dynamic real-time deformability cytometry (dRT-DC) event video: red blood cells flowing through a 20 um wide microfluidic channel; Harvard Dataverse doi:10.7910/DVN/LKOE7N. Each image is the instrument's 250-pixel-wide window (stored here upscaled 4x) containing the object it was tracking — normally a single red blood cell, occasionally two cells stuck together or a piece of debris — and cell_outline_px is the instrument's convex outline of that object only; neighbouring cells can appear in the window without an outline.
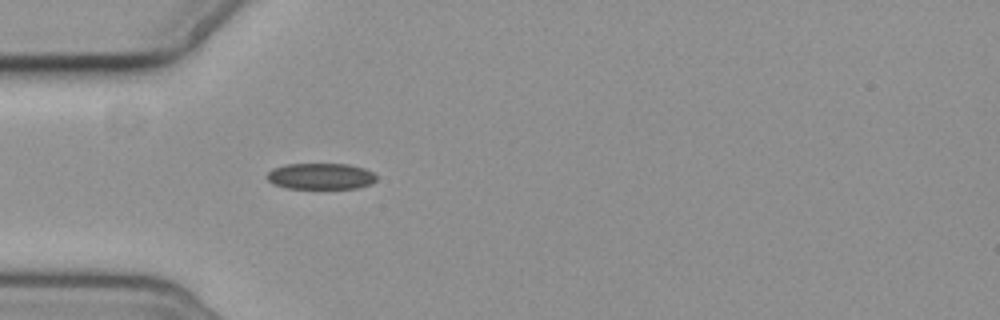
{"species": "common noctule bat (a hibernating species)", "species_latin": "Nyctalus noctula", "temperature_condition": "cold", "stored_images_in_passage": 5, "camera_frame_rate_fps": 3000, "um_per_image_px": 0.085, "animal": {"sex": "female", "body_mass_g": 19.3, "forearm_length_mm": 54.1}, "frame": {"image": 1, "passage_image": 5, "time_ms": 4.667, "image_size_px": [1000, 320], "cell_outline_px": [[376, 180], [372, 184], [360, 188], [288, 188], [272, 184], [264, 176], [272, 168], [284, 164], [348, 164], [364, 168], [372, 172], [376, 176]], "centroid_in_image_um": [27.24, 14.98], "position_along_channel_um": 57.8, "area_um2": 16.88}}